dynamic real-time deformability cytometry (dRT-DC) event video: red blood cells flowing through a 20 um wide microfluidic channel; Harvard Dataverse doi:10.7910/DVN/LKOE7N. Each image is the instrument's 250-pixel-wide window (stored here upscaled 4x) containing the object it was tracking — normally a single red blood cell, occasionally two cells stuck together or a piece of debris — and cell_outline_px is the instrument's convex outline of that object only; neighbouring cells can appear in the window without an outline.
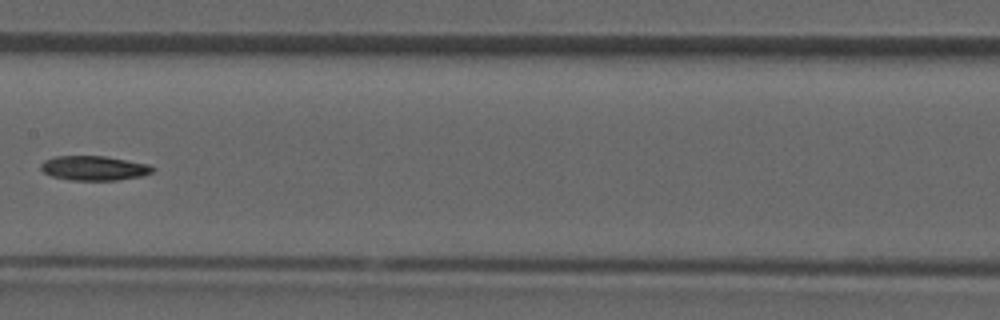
{"species": "common noctule bat (a hibernating species)", "species_latin": "Nyctalus noctula", "temperature_condition": "room temperature", "stored_images_in_passage": 28, "camera_frame_rate_fps": 3000, "um_per_image_px": 0.085, "animal": {"sex": "male", "forearm_length_mm": 52.5}, "frame": {"image": 1, "passage_image": 9, "time_ms": 2.667, "image_size_px": [1000, 320], "cell_outline_px": [[156, 168], [152, 172], [140, 176], [116, 180], [72, 180], [52, 176], [44, 172], [40, 168], [40, 164], [44, 160], [56, 156], [104, 156], [148, 164]], "centroid_in_image_um": [7.98, 14.28], "position_along_channel_um": 199.4, "area_um2": 15.84}}
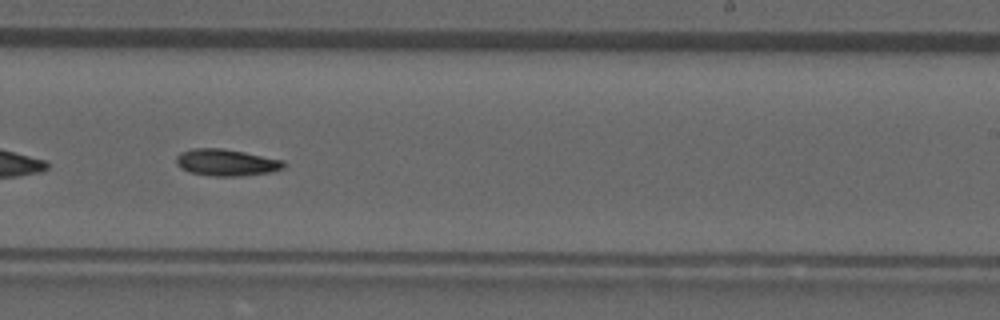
{"frame": {"image": 2, "passage_image": 13, "time_ms": 4.0, "image_size_px": [1000, 320], "cell_outline_px": [[288, 164], [284, 168], [272, 172], [244, 176], [212, 176], [188, 172], [180, 168], [176, 164], [176, 156], [180, 152], [192, 148], [220, 148], [244, 152], [284, 160]], "centroid_in_image_um": [19.25, 13.82], "position_along_channel_um": 269.8, "area_um2": 17.05}}